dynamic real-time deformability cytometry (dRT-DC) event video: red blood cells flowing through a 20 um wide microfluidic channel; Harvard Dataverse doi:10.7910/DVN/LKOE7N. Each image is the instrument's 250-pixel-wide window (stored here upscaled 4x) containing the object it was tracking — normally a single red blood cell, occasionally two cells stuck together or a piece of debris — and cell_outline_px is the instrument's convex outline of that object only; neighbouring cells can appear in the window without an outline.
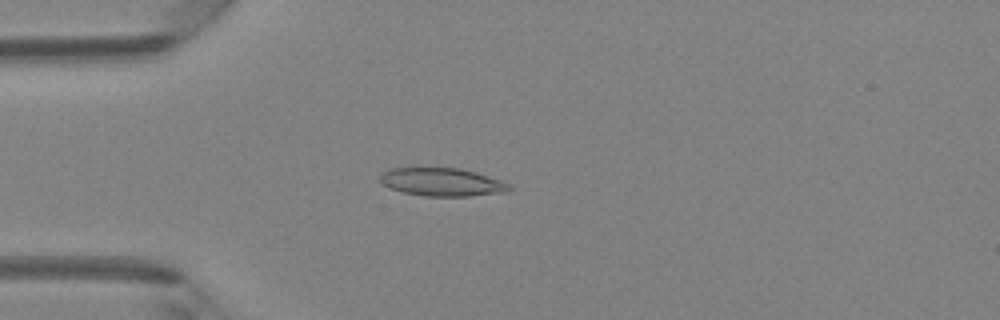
{"species": "Egyptian fruit bat (a non-hibernating species)", "species_latin": "Rousettus aegyptiacus", "temperature_condition": "room temperature", "stored_images_in_passage": 48, "camera_frame_rate_fps": 3000, "um_per_image_px": 0.085, "animal": {"sex": "female"}, "frame": {"image": 1, "passage_image": 13, "time_ms": 4.0, "image_size_px": [1000, 320], "cell_outline_px": [[512, 188], [504, 192], [468, 196], [424, 196], [404, 192], [392, 188], [384, 184], [380, 180], [380, 172], [388, 168], [416, 164], [460, 168], [476, 172], [500, 180], [508, 184]], "centroid_in_image_um": [37.46, 15.4], "position_along_channel_um": 47.5, "area_um2": 22.02}}
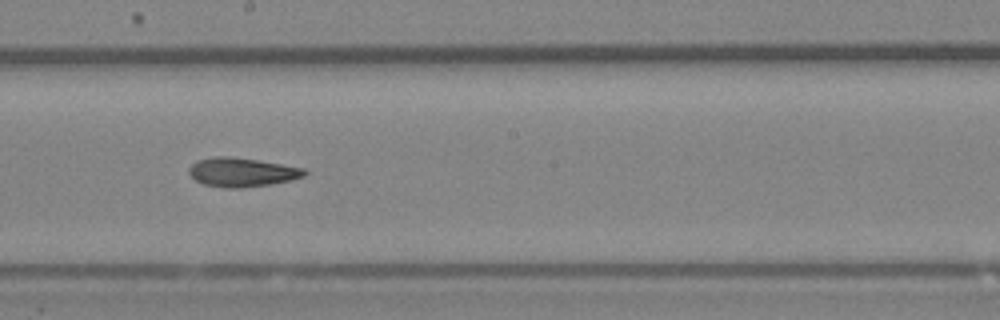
{"frame": {"image": 2, "passage_image": 27, "time_ms": 8.667, "image_size_px": [1000, 320], "cell_outline_px": [[308, 172], [304, 176], [288, 180], [268, 184], [240, 188], [224, 188], [204, 184], [196, 180], [188, 172], [188, 168], [196, 160], [216, 156], [232, 156], [304, 168]], "centroid_in_image_um": [20.52, 14.63], "position_along_channel_um": 227.7, "area_um2": 19.31}}
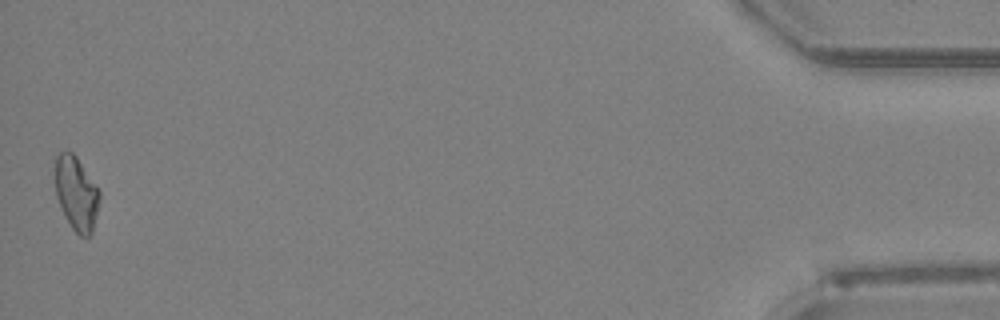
{"frame": {"image": 3, "passage_image": 48, "time_ms": 15.667, "image_size_px": [1000, 320], "cell_outline_px": [[100, 196], [92, 232], [88, 236], [80, 236], [72, 228], [64, 216], [60, 208], [56, 196], [56, 156], [60, 152], [72, 152], [76, 156], [100, 192]], "centroid_in_image_um": [6.48, 16.46], "position_along_channel_um": 428.7, "area_um2": 18.73}, "authors_computed_cell_mechanics": {"area_um2": 19.3341, "velocity_mm_per_s": 4.1872, "shape_relaxation_time_tau1_ms": 4.4571, "shape_relaxation_time_tau2_ms": 2.8823, "deformation_change_tau1": 0.1489, "deformation_change_tau2": 0.112}}